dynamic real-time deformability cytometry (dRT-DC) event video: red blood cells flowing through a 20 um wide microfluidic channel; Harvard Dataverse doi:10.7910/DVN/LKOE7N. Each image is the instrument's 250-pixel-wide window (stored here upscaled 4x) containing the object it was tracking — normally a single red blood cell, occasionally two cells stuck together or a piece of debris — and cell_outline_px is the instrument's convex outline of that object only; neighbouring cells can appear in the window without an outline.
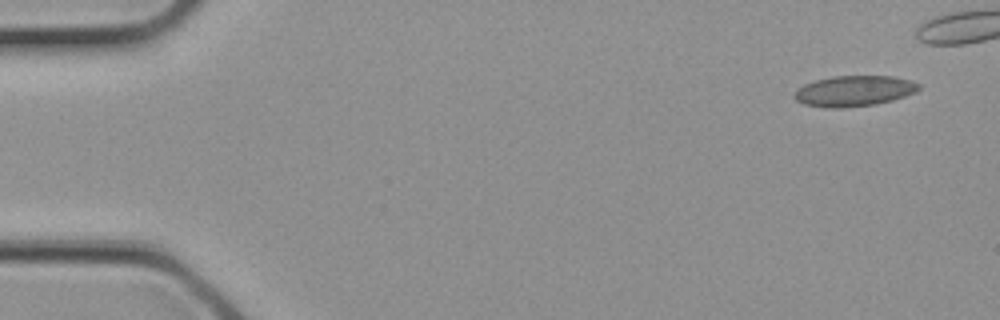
{"species": "common noctule bat (a hibernating species)", "species_latin": "Nyctalus noctula", "temperature_condition": "cold", "stored_images_in_passage": 3, "camera_frame_rate_fps": 3000, "um_per_image_px": 0.085, "animal": {"sex": "female", "body_mass_g": 21.9}, "frame": {"image": 1, "passage_image": 3, "time_ms": 0.667, "image_size_px": [1000, 320], "cell_outline_px": [[920, 88], [916, 92], [892, 100], [876, 104], [844, 108], [828, 108], [804, 104], [796, 100], [792, 96], [796, 88], [804, 84], [816, 80], [832, 76], [892, 76], [912, 80], [920, 84]], "centroid_in_image_um": [72.58, 7.73], "position_along_channel_um": 12.4, "area_um2": 22.43}}